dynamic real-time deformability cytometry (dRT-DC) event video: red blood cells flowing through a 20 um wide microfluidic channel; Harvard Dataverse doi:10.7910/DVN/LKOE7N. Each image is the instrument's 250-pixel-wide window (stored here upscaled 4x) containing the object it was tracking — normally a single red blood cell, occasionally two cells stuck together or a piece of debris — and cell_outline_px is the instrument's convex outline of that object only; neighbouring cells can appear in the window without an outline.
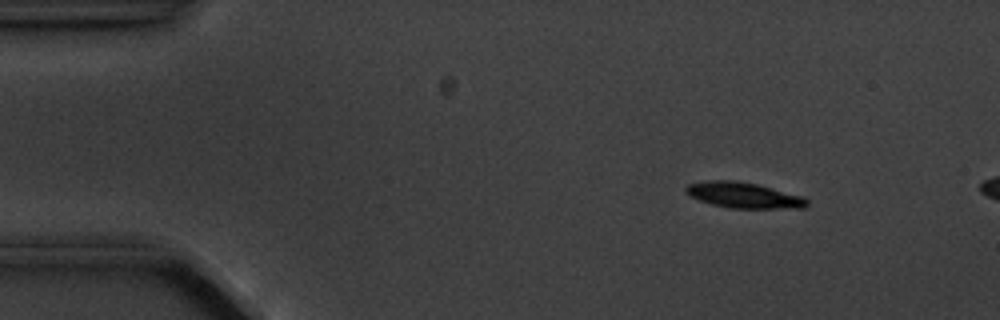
{"species": "common noctule bat (a hibernating species)", "species_latin": "Nyctalus noctula", "temperature_condition": "cold", "stored_images_in_passage": 3, "camera_frame_rate_fps": 3000, "um_per_image_px": 0.085, "animal": {"sex": "male", "body_mass_g": 20.1, "forearm_length_mm": 53.5}, "frame": {"image": 1, "passage_image": 1, "time_ms": 0.0, "image_size_px": [1000, 320], "cell_outline_px": [[808, 204], [804, 208], [728, 208], [712, 204], [700, 200], [684, 192], [684, 188], [688, 184], [708, 180], [736, 180], [756, 184], [804, 196], [808, 200]], "centroid_in_image_um": [63.22, 16.59], "position_along_channel_um": 21.8, "area_um2": 18.15}}